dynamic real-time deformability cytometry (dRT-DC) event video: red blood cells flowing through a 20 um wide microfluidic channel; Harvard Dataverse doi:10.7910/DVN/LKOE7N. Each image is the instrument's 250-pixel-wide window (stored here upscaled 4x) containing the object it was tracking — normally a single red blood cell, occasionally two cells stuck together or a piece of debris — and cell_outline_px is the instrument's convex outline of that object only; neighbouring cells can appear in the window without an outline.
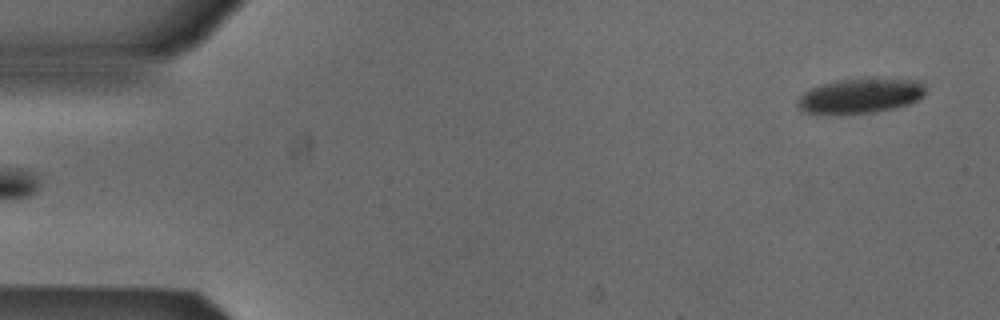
{"species": "Egyptian fruit bat (a non-hibernating species)", "species_latin": "Rousettus aegyptiacus", "temperature_condition": "cold", "stored_images_in_passage": 5, "segment_of_instrument_passage": [2, 2], "camera_frame_rate_fps": 3000, "um_per_image_px": 0.085, "animal": {"sex": "male"}, "frame": {"image": 1, "passage_image": 5, "time_ms": 1.333, "image_size_px": [1000, 320], "cell_outline_px": [[924, 96], [908, 104], [876, 112], [840, 116], [816, 116], [800, 112], [796, 104], [800, 96], [804, 92], [812, 88], [824, 84], [840, 80], [924, 80]], "centroid_in_image_um": [73.02, 8.23], "position_along_channel_um": 12.0, "area_um2": 26.3}}